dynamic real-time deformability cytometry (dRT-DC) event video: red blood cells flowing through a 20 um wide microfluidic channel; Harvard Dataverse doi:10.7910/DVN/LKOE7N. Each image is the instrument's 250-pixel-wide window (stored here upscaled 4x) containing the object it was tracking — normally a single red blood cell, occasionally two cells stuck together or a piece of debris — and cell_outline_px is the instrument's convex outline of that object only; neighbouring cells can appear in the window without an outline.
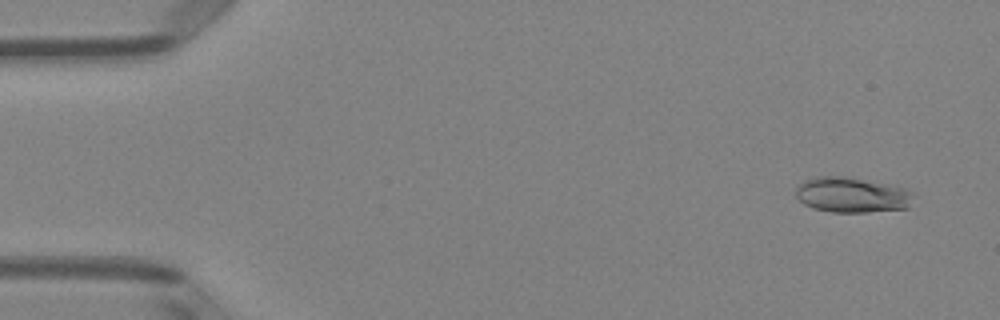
{"species": "Egyptian fruit bat (a non-hibernating species)", "species_latin": "Rousettus aegyptiacus", "temperature_condition": "room temperature", "stored_images_in_passage": 50, "camera_frame_rate_fps": 3000, "um_per_image_px": 0.085, "animal": {"sex": "female"}, "frame": {"image": 1, "passage_image": 3, "time_ms": 0.667, "image_size_px": [1000, 320], "cell_outline_px": [[916, 192], [908, 208], [864, 212], [832, 212], [812, 208], [804, 204], [796, 196], [796, 188], [804, 180], [816, 176], [844, 176], [904, 188]], "centroid_in_image_um": [72.41, 16.57], "position_along_channel_um": 12.6, "area_um2": 24.1}}
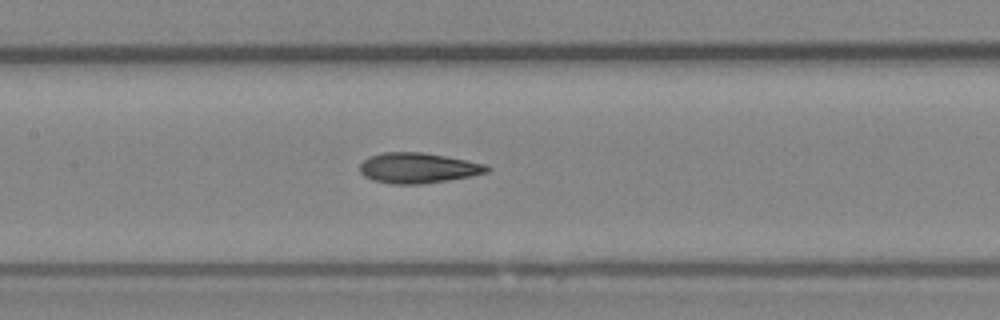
{"frame": {"image": 2, "passage_image": 24, "time_ms": 7.667, "image_size_px": [1000, 320], "cell_outline_px": [[492, 168], [488, 172], [472, 176], [424, 184], [392, 184], [372, 180], [364, 176], [360, 172], [360, 164], [364, 160], [372, 156], [384, 152], [420, 152], [444, 156], [488, 164]], "centroid_in_image_um": [35.56, 14.29], "position_along_channel_um": 171.8, "area_um2": 22.54}}
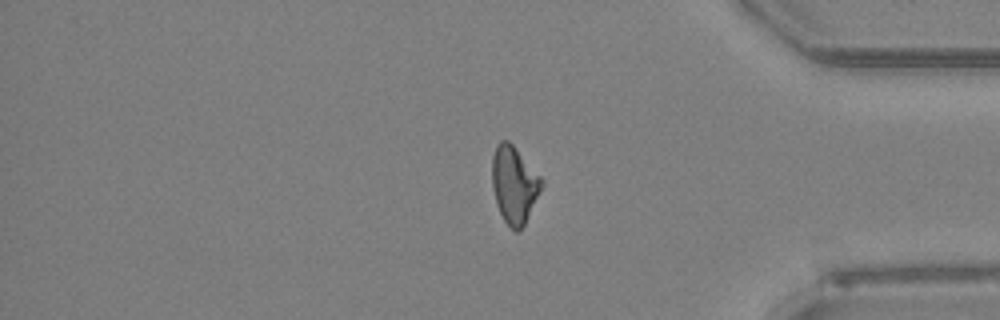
{"frame": {"image": 3, "passage_image": 42, "time_ms": 13.667, "image_size_px": [1000, 320], "cell_outline_px": [[544, 184], [524, 224], [516, 232], [504, 220], [496, 204], [492, 188], [492, 156], [496, 144], [500, 140], [508, 140], [512, 144], [544, 180]], "centroid_in_image_um": [43.69, 15.66], "position_along_channel_um": 391.5, "area_um2": 22.08}, "authors_computed_cell_mechanics": {"area_um2": 22.1663, "velocity_mm_per_s": 4.0154, "shape_relaxation_time_tau1_ms": 8.2883, "shape_relaxation_time_tau2_ms": 2.7355, "deformation_change_tau1": 0.2101, "deformation_change_tau2": 0.1154}}